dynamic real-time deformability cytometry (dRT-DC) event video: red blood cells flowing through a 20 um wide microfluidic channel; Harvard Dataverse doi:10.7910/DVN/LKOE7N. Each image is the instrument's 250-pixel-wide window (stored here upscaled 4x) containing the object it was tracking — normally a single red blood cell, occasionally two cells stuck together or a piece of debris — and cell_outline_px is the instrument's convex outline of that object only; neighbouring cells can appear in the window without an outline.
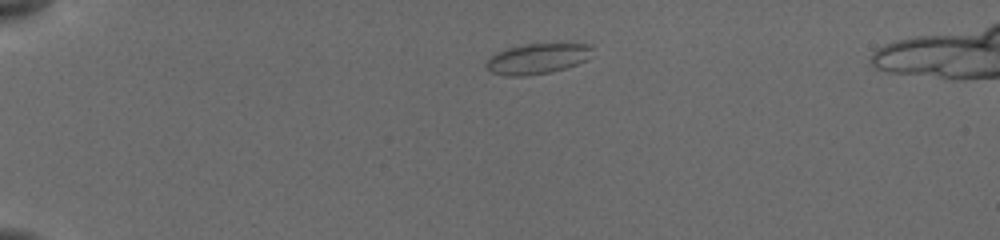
{"species": "common noctule bat (a hibernating species)", "species_latin": "Nyctalus noctula", "temperature_condition": "cold", "stored_images_in_passage": 6, "camera_frame_rate_fps": 3000, "um_per_image_px": 0.085, "animal": {"sex": "female", "body_mass_g": 19.5, "forearm_length_mm": 54.1}, "frame": {"image": 1, "passage_image": 1, "time_ms": 0.0, "image_size_px": [1000, 240], "cell_outline_px": [[596, 56], [588, 60], [552, 72], [524, 76], [504, 76], [492, 72], [484, 64], [492, 56], [508, 48], [524, 44], [592, 44]], "centroid_in_image_um": [45.78, 4.99], "position_along_channel_um": 39.2, "area_um2": 18.96}}
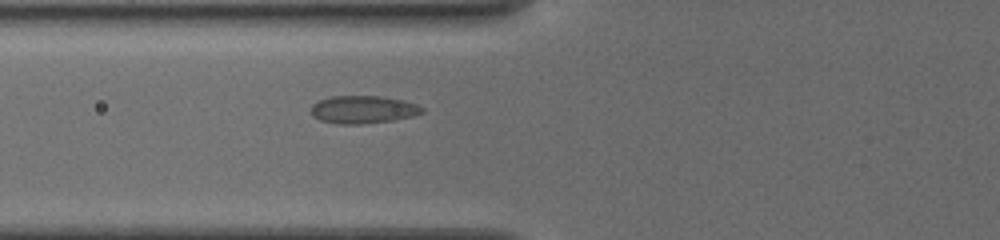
{"frame": {"image": 2, "passage_image": 6, "time_ms": 3.0, "image_size_px": [1000, 240], "cell_outline_px": [[424, 112], [412, 116], [392, 120], [360, 124], [336, 124], [320, 120], [312, 116], [312, 104], [328, 96], [380, 96], [400, 100], [416, 104], [424, 108]], "centroid_in_image_um": [30.83, 9.31], "position_along_channel_um": 95.0, "area_um2": 17.86}}